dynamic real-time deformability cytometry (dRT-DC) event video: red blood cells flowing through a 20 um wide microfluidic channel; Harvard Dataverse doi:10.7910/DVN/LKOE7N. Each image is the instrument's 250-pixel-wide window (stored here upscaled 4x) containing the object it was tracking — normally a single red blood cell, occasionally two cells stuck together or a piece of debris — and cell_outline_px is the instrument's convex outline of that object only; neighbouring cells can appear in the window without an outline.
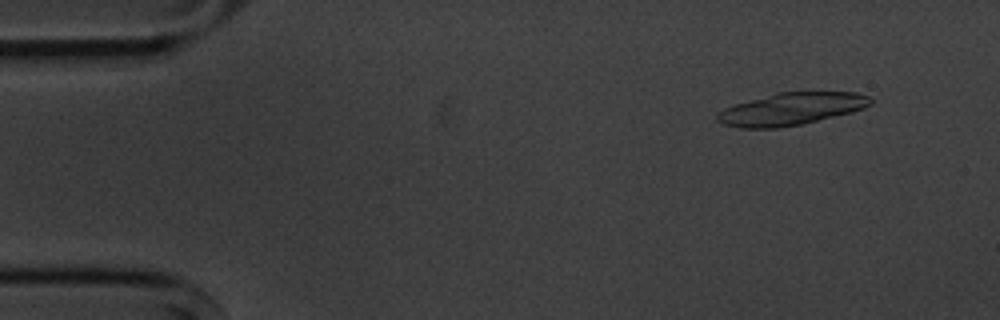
{"species": "common noctule bat (a hibernating species)", "species_latin": "Nyctalus noctula", "temperature_condition": "cold", "stored_images_in_passage": 6, "segment_of_instrument_passage": [2, 2], "camera_frame_rate_fps": 3000, "um_per_image_px": 0.085, "animal": {"sex": "male", "body_mass_g": 20.1, "forearm_length_mm": 53.5}, "frame": {"image": 1, "passage_image": 6, "time_ms": 5.667, "image_size_px": [1000, 320], "cell_outline_px": [[872, 104], [864, 108], [852, 112], [804, 124], [780, 128], [740, 128], [724, 124], [716, 120], [716, 116], [724, 108], [736, 104], [776, 92], [856, 92], [868, 96], [872, 100]], "centroid_in_image_um": [67.28, 9.27], "position_along_channel_um": 17.7, "area_um2": 28.9}}